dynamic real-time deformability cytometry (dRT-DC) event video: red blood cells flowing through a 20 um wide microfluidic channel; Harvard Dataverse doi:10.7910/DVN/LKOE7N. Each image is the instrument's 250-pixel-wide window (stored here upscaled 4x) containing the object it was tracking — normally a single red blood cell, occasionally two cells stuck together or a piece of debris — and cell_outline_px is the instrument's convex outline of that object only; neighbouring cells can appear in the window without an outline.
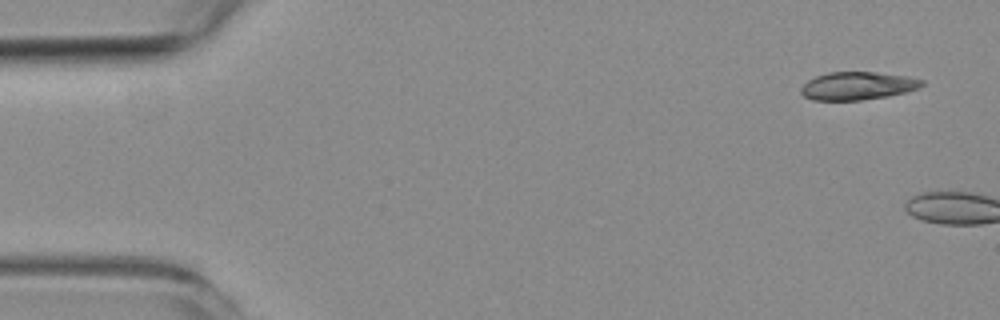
{"species": "common noctule bat (a hibernating species)", "species_latin": "Nyctalus noctula", "temperature_condition": "room temperature", "stored_images_in_passage": 2, "camera_frame_rate_fps": 3000, "um_per_image_px": 0.085, "animal": {"sex": "female", "body_mass_g": 19.3, "forearm_length_mm": 54.1}, "frame": {"image": 1, "passage_image": 1, "time_ms": 0.0, "image_size_px": [1000, 320], "cell_outline_px": [[924, 84], [920, 88], [888, 96], [860, 100], [812, 100], [804, 96], [800, 92], [800, 88], [808, 80], [816, 76], [828, 72], [876, 72], [908, 76], [924, 80]], "centroid_in_image_um": [72.9, 7.29], "position_along_channel_um": 12.1, "area_um2": 19.77}}